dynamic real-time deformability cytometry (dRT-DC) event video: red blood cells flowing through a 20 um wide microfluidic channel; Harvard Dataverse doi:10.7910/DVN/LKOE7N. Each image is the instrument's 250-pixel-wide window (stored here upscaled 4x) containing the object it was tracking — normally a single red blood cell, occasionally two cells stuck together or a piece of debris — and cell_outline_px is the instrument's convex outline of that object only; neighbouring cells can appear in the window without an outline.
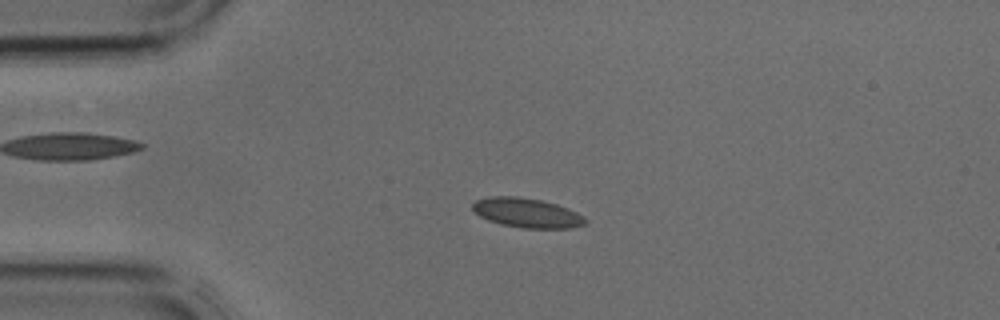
{"species": "common noctule bat (a hibernating species)", "species_latin": "Nyctalus noctula", "temperature_condition": "cold", "stored_images_in_passage": 4, "camera_frame_rate_fps": 3000, "um_per_image_px": 0.085, "animal": {"sex": "male", "body_mass_g": 17.9, "forearm_length_mm": 54.2}, "frame": {"image": 1, "passage_image": 3, "time_ms": 0.667, "image_size_px": [1000, 320], "cell_outline_px": [[588, 220], [584, 224], [572, 228], [524, 228], [504, 224], [488, 220], [480, 216], [472, 208], [472, 204], [476, 200], [488, 196], [516, 196], [540, 200], [556, 204], [568, 208], [584, 216]], "centroid_in_image_um": [44.8, 18.08], "position_along_channel_um": 40.2, "area_um2": 19.25}}